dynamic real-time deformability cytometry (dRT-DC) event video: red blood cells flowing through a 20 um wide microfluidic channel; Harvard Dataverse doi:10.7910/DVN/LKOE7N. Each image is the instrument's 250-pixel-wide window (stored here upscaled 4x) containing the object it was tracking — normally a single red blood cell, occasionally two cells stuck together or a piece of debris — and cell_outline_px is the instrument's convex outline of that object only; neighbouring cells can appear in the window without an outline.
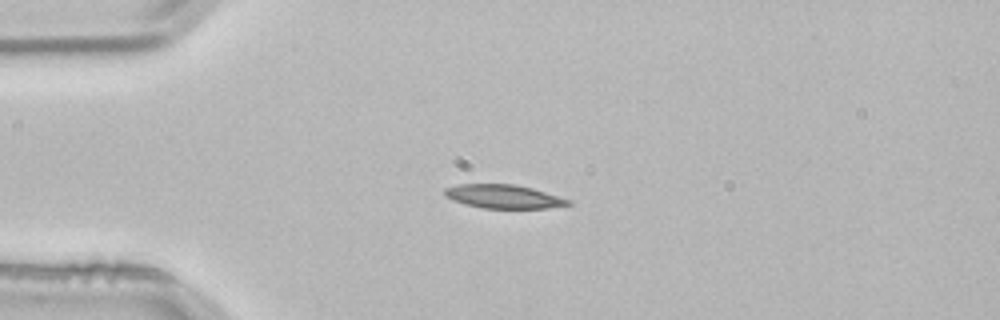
{"species": "common noctule bat (a hibernating species)", "species_latin": "Nyctalus noctula", "temperature_condition": "room temperature", "stored_images_in_passage": 2, "camera_frame_rate_fps": 3000, "um_per_image_px": 0.085, "animal": {"sex": "male", "body_mass_g": 21.5, "forearm_length_mm": 52.0}, "frame": {"image": 1, "passage_image": 2, "time_ms": 0.333, "image_size_px": [1000, 320], "cell_outline_px": [[572, 204], [548, 208], [484, 208], [464, 204], [452, 200], [444, 196], [444, 188], [456, 184], [516, 184], [532, 188], [572, 200]], "centroid_in_image_um": [42.78, 16.7], "position_along_channel_um": 42.2, "area_um2": 17.17}}